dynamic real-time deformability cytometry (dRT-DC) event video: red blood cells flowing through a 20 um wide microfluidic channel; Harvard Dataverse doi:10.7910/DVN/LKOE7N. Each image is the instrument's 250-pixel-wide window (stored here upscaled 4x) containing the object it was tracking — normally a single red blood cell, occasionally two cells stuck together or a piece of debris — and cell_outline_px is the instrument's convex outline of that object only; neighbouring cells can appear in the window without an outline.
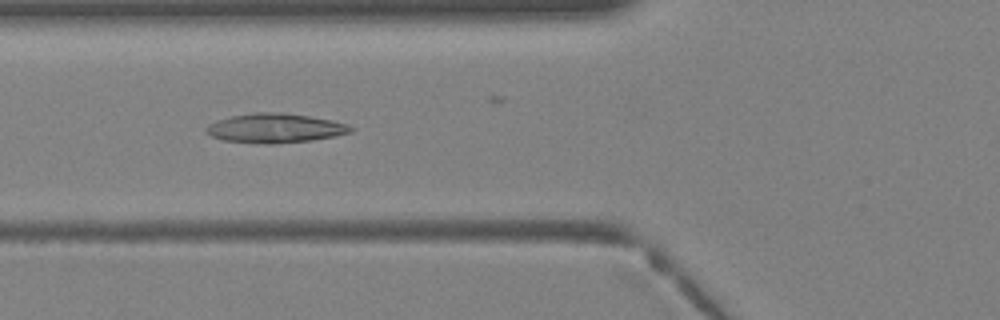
{"species": "Egyptian fruit bat (a non-hibernating species)", "species_latin": "Rousettus aegyptiacus", "temperature_condition": "warm", "stored_images_in_passage": 35, "camera_frame_rate_fps": 3000, "um_per_image_px": 0.085, "animal": {"sex": "female"}, "frame": {"image": 1, "passage_image": 11, "time_ms": 3.333, "image_size_px": [1000, 320], "cell_outline_px": [[352, 132], [336, 136], [312, 140], [272, 144], [264, 144], [224, 140], [212, 136], [204, 132], [204, 128], [208, 124], [216, 120], [232, 116], [256, 112], [280, 112], [308, 116], [332, 120], [348, 124], [352, 128]], "centroid_in_image_um": [23.36, 10.89], "position_along_channel_um": 102.4, "area_um2": 24.74}}
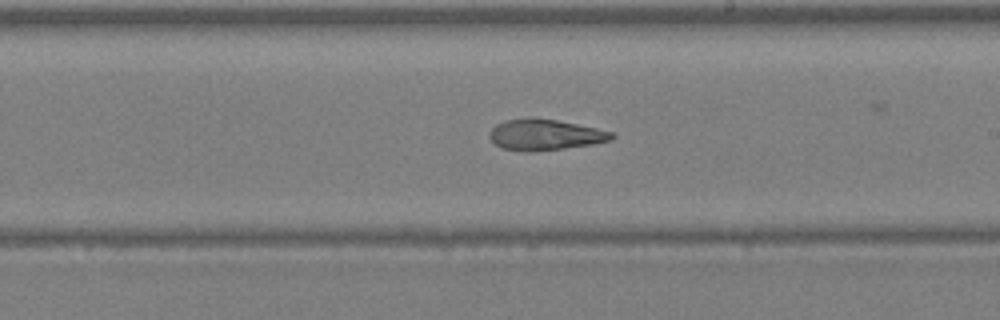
{"frame": {"image": 2, "passage_image": 19, "time_ms": 6.0, "image_size_px": [1000, 320], "cell_outline_px": [[616, 136], [612, 140], [592, 144], [564, 148], [532, 152], [524, 152], [504, 148], [496, 144], [488, 136], [488, 132], [496, 124], [504, 120], [556, 120], [616, 132]], "centroid_in_image_um": [46.37, 11.48], "position_along_channel_um": 242.6, "area_um2": 21.56}}
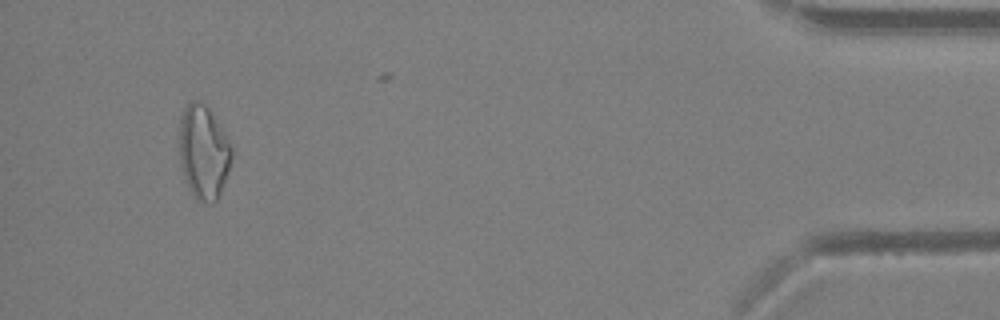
{"frame": {"image": 3, "passage_image": 33, "time_ms": 10.667, "image_size_px": [1000, 320], "cell_outline_px": [[232, 156], [228, 172], [220, 192], [216, 200], [212, 204], [196, 200], [184, 176], [180, 164], [180, 116], [184, 108], [192, 100], [196, 100], [204, 104], [208, 108], [228, 140], [232, 148]], "centroid_in_image_um": [17.29, 12.94], "position_along_channel_um": 417.9, "area_um2": 28.15}}